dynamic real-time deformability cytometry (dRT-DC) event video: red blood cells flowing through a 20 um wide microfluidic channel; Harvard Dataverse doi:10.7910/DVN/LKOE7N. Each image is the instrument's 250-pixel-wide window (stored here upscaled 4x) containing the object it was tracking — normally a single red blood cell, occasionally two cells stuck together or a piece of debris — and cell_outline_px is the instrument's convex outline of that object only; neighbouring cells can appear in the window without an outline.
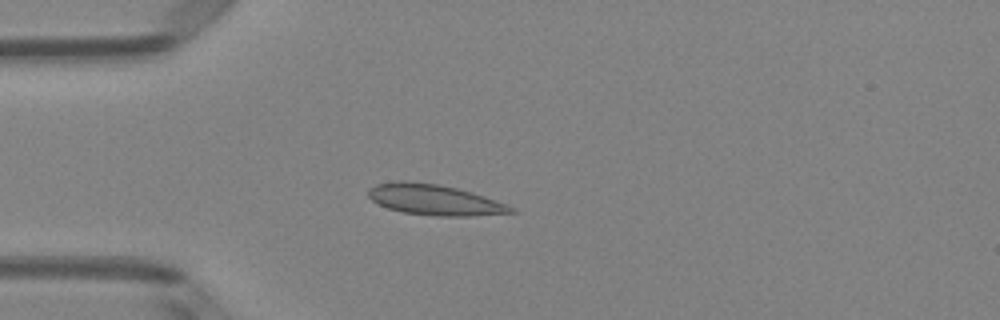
{"species": "Egyptian fruit bat (a non-hibernating species)", "species_latin": "Rousettus aegyptiacus", "temperature_condition": "room temperature", "stored_images_in_passage": 2, "camera_frame_rate_fps": 3000, "um_per_image_px": 0.085, "animal": {"sex": "female"}, "frame": {"image": 1, "passage_image": 2, "time_ms": 0.333, "image_size_px": [1000, 320], "cell_outline_px": [[516, 212], [468, 216], [436, 216], [404, 212], [388, 208], [372, 200], [368, 196], [368, 188], [376, 184], [396, 180], [404, 180], [436, 184], [456, 188], [472, 192], [508, 204], [516, 208]], "centroid_in_image_um": [36.93, 16.97], "position_along_channel_um": 48.1, "area_um2": 25.43}}